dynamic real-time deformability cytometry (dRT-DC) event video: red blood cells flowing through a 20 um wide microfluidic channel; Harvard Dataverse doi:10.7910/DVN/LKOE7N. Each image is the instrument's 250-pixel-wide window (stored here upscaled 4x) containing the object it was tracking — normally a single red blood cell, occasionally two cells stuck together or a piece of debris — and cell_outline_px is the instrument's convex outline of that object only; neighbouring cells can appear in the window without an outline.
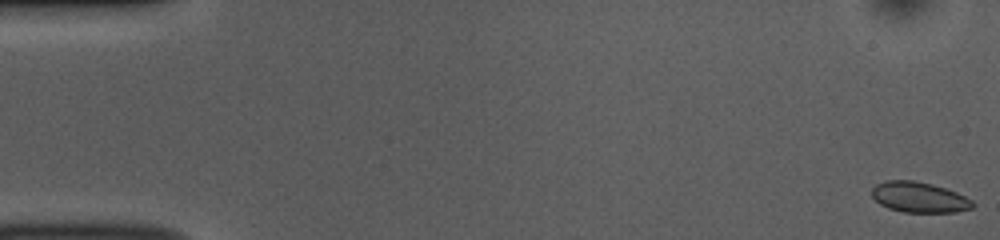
{"species": "common noctule bat (a hibernating species)", "species_latin": "Nyctalus noctula", "temperature_condition": "room temperature", "stored_images_in_passage": 52, "camera_frame_rate_fps": 3000, "um_per_image_px": 0.085, "animal": {"sex": "female", "body_mass_g": 10.0, "forearm_length_mm": 53.1}, "frame": {"image": 1, "passage_image": 1, "time_ms": 0.0, "image_size_px": [1000, 240], "cell_outline_px": [[976, 204], [972, 208], [956, 212], [904, 212], [888, 208], [880, 204], [872, 196], [872, 188], [876, 184], [884, 180], [912, 180], [932, 184], [956, 192], [972, 200]], "centroid_in_image_um": [78.12, 16.76], "position_along_channel_um": 6.9, "area_um2": 17.92}}
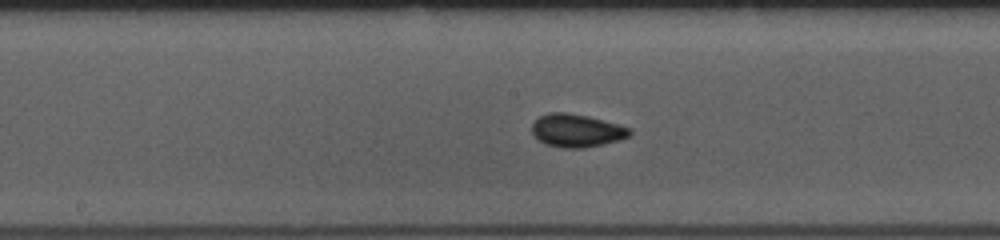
{"frame": {"image": 2, "passage_image": 27, "time_ms": 8.667, "image_size_px": [1000, 240], "cell_outline_px": [[632, 132], [628, 136], [620, 140], [604, 144], [584, 148], [564, 148], [544, 144], [532, 132], [532, 124], [540, 116], [548, 112], [564, 112], [588, 116], [632, 128]], "centroid_in_image_um": [49.03, 11.1], "position_along_channel_um": 199.2, "area_um2": 18.79}}
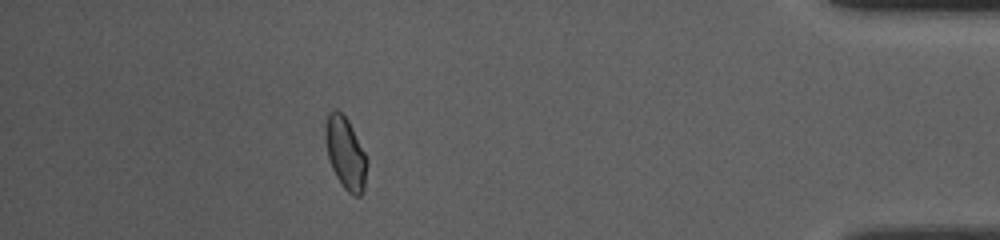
{"frame": {"image": 3, "passage_image": 47, "time_ms": 15.333, "image_size_px": [1000, 240], "cell_outline_px": [[368, 164], [364, 188], [360, 196], [356, 196], [348, 192], [344, 188], [336, 176], [332, 168], [328, 156], [324, 136], [324, 124], [328, 112], [332, 108], [336, 108], [348, 120], [368, 160]], "centroid_in_image_um": [29.35, 12.98], "position_along_channel_um": 405.9, "area_um2": 17.57}, "authors_computed_cell_mechanics": {"area_um2": 17.6579, "velocity_mm_per_s": 3.8252, "shape_relaxation_time_tau1_ms": 2.7005, "shape_relaxation_time_tau2_ms": null, "deformation_change_tau1": 0.0732, "deformation_change_tau2": null}}